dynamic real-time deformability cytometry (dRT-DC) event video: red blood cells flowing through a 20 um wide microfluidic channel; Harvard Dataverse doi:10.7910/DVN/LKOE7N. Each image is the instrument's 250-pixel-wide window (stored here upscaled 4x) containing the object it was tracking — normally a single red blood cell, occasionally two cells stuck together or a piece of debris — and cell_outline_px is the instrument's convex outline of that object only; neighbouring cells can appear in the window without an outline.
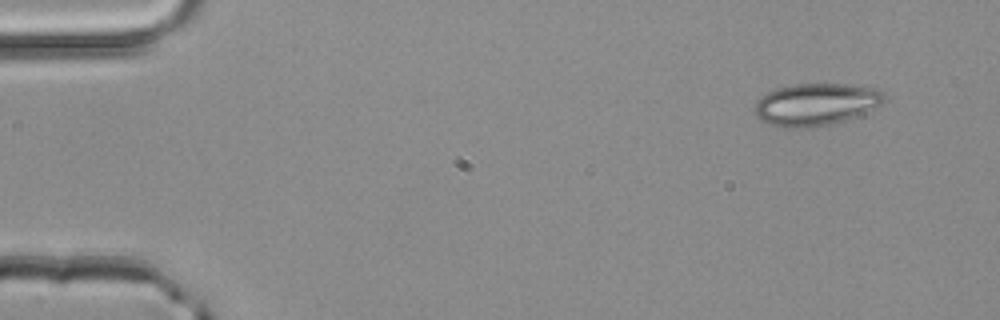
{"species": "common noctule bat (a hibernating species)", "species_latin": "Nyctalus noctula", "temperature_condition": "room temperature", "stored_images_in_passage": 3, "camera_frame_rate_fps": 3000, "um_per_image_px": 0.085, "animal": {"sex": "male", "body_mass_g": 20.4}, "frame": {"image": 1, "passage_image": 1, "time_ms": 0.0, "image_size_px": [1000, 320], "cell_outline_px": [[888, 96], [880, 104], [856, 116], [832, 124], [804, 128], [784, 128], [768, 124], [760, 120], [756, 116], [752, 108], [756, 100], [768, 92], [776, 88], [792, 84], [844, 84], [876, 88], [884, 92]], "centroid_in_image_um": [69.3, 8.87], "position_along_channel_um": 15.7, "area_um2": 32.08}}